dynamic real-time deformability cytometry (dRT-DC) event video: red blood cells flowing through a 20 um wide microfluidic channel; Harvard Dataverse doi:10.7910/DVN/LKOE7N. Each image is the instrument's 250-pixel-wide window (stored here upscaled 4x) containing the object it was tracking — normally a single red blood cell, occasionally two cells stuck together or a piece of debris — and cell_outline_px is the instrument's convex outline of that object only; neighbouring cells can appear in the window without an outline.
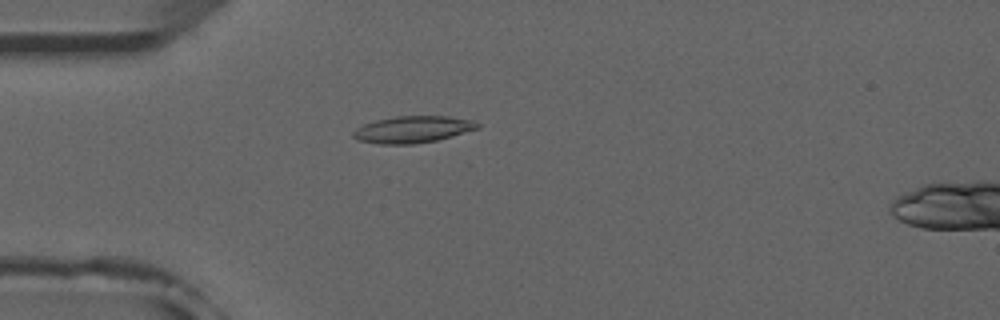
{"species": "common noctule bat (a hibernating species)", "species_latin": "Nyctalus noctula", "temperature_condition": "room temperature", "stored_images_in_passage": 40, "camera_frame_rate_fps": 3000, "um_per_image_px": 0.085, "animal": {"sex": "male", "forearm_length_mm": 52.5}, "frame": {"image": 1, "passage_image": 2, "time_ms": 0.333, "image_size_px": [1000, 320], "cell_outline_px": [[480, 128], [452, 136], [436, 140], [412, 144], [380, 144], [356, 140], [352, 136], [352, 132], [356, 128], [364, 124], [376, 120], [396, 116], [448, 116], [472, 120], [480, 124]], "centroid_in_image_um": [35.07, 11.0], "position_along_channel_um": 49.9, "area_um2": 19.42}}
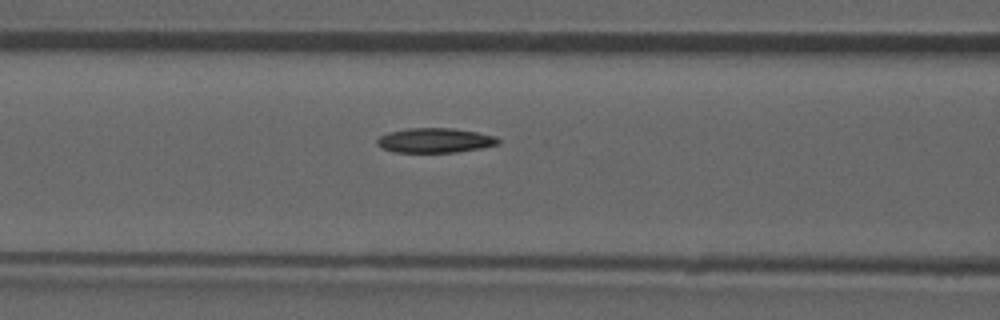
{"frame": {"image": 2, "passage_image": 9, "time_ms": 2.667, "image_size_px": [1000, 320], "cell_outline_px": [[500, 144], [480, 148], [456, 152], [392, 152], [380, 148], [376, 144], [376, 140], [380, 136], [388, 132], [408, 128], [452, 128], [476, 132], [492, 136], [500, 140]], "centroid_in_image_um": [36.91, 11.94], "position_along_channel_um": 129.7, "area_um2": 17.4}}
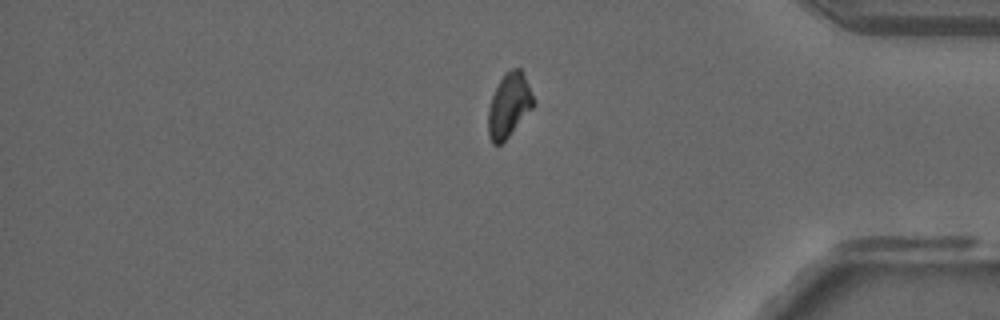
{"frame": {"image": 3, "passage_image": 31, "time_ms": 10.0, "image_size_px": [1000, 320], "cell_outline_px": [[532, 108], [508, 136], [500, 144], [492, 144], [488, 136], [488, 112], [492, 96], [504, 72], [512, 68], [520, 68], [528, 84], [532, 96]], "centroid_in_image_um": [43.22, 8.94], "position_along_channel_um": 392.0, "area_um2": 16.36}}